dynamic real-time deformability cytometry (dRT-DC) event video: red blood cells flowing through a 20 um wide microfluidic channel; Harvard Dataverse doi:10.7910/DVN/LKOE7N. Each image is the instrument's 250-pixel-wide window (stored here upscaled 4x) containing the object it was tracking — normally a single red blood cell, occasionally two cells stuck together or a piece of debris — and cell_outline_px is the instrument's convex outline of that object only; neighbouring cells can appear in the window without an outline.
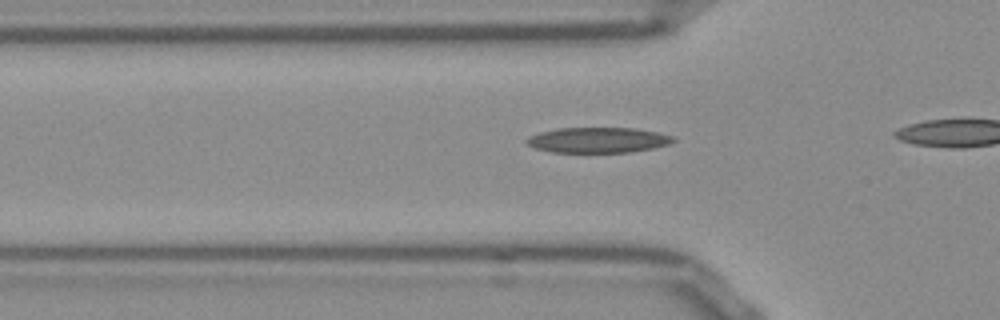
{"species": "Egyptian fruit bat (a non-hibernating species)", "species_latin": "Rousettus aegyptiacus", "temperature_condition": "room temperature", "stored_images_in_passage": 18, "camera_frame_rate_fps": 3000, "um_per_image_px": 0.085, "frame": {"image": 1, "passage_image": 13, "time_ms": 4.0, "image_size_px": [1000, 320], "cell_outline_px": [[676, 140], [668, 144], [652, 148], [628, 152], [552, 152], [532, 148], [524, 144], [524, 140], [540, 132], [560, 128], [636, 128], [656, 132], [672, 136]], "centroid_in_image_um": [50.77, 11.91], "position_along_channel_um": 75.0, "area_um2": 21.62}}
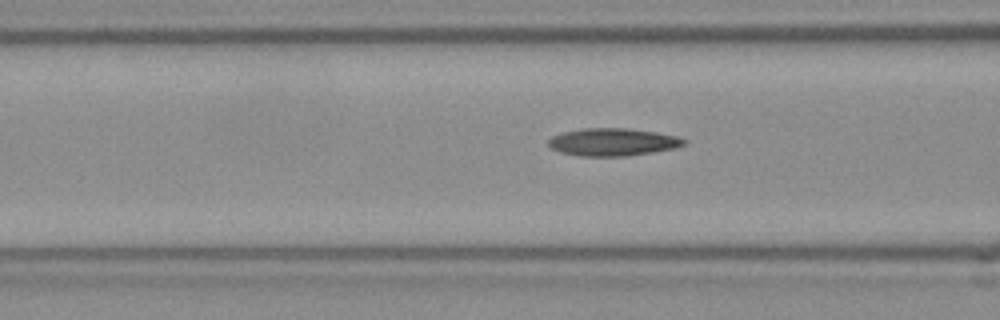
{"frame": {"image": 2, "passage_image": 16, "time_ms": 5.0, "image_size_px": [1000, 320], "cell_outline_px": [[688, 144], [672, 148], [652, 152], [628, 156], [580, 156], [560, 152], [552, 148], [548, 144], [548, 140], [552, 136], [564, 132], [580, 128], [628, 128], [656, 132], [676, 136], [688, 140]], "centroid_in_image_um": [52.1, 12.07], "position_along_channel_um": 114.5, "area_um2": 21.85}}